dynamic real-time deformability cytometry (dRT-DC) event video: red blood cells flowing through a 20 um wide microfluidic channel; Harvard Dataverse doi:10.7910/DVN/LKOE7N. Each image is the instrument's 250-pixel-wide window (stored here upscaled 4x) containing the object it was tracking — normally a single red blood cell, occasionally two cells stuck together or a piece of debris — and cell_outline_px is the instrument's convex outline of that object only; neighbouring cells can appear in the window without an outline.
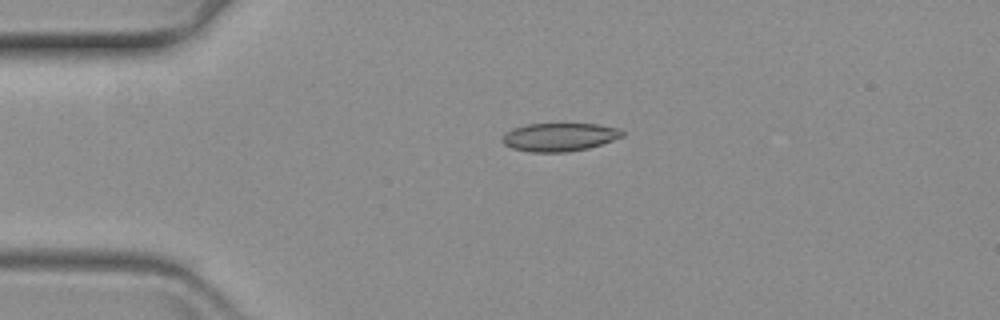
{"species": "common noctule bat (a hibernating species)", "species_latin": "Nyctalus noctula", "temperature_condition": "warm", "stored_images_in_passage": 34, "camera_frame_rate_fps": 3000, "um_per_image_px": 0.085, "animal": {"sex": "female", "body_mass_g": 19.3, "forearm_length_mm": 54.1}, "frame": {"image": 1, "passage_image": 1, "time_ms": 0.0, "image_size_px": [1000, 320], "cell_outline_px": [[624, 136], [588, 148], [564, 152], [532, 152], [512, 148], [504, 144], [500, 140], [504, 132], [512, 128], [524, 124], [600, 124], [620, 128], [624, 132]], "centroid_in_image_um": [47.52, 11.64], "position_along_channel_um": 37.5, "area_um2": 19.88}}
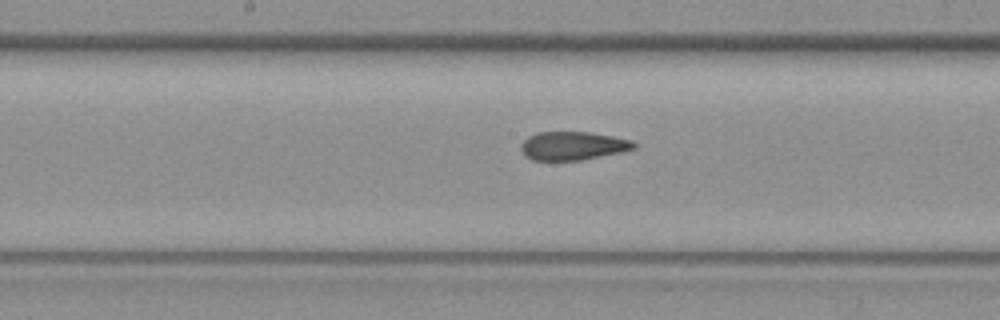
{"frame": {"image": 2, "passage_image": 18, "time_ms": 5.667, "image_size_px": [1000, 320], "cell_outline_px": [[636, 148], [620, 152], [580, 160], [532, 160], [520, 148], [520, 144], [528, 136], [536, 132], [588, 132], [612, 136], [632, 140], [636, 144]], "centroid_in_image_um": [48.69, 12.38], "position_along_channel_um": 199.5, "area_um2": 18.55}}
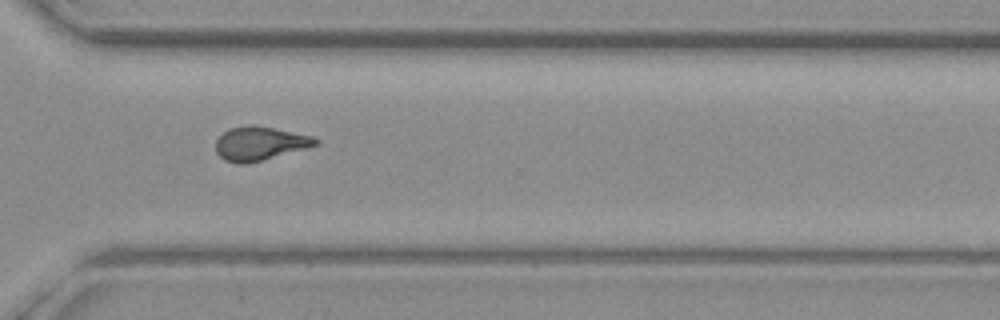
{"frame": {"image": 3, "passage_image": 31, "time_ms": 10.0, "image_size_px": [1000, 320], "cell_outline_px": [[320, 144], [260, 160], [244, 164], [240, 164], [224, 160], [216, 152], [216, 140], [228, 128], [252, 124], [312, 136], [320, 140]], "centroid_in_image_um": [22.06, 12.18], "position_along_channel_um": 348.5, "area_um2": 19.31}}